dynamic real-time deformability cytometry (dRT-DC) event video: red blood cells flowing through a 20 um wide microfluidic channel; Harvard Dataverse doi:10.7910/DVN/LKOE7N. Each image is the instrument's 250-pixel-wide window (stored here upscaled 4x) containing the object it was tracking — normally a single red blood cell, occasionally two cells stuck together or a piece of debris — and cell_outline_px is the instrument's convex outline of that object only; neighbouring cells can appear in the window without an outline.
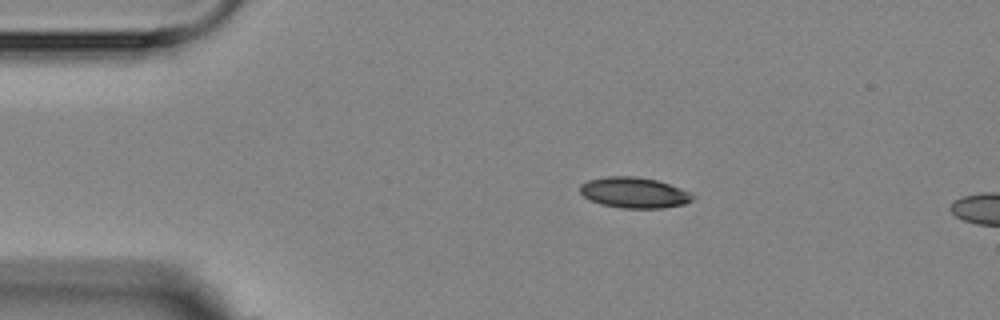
{"species": "Egyptian fruit bat (a non-hibernating species)", "species_latin": "Rousettus aegyptiacus", "temperature_condition": "room temperature", "stored_images_in_passage": 4, "segment_of_instrument_passage": [1, 2], "camera_frame_rate_fps": 3000, "um_per_image_px": 0.085, "animal": {"sex": "female"}, "frame": {"image": 1, "passage_image": 2, "time_ms": 1.333, "image_size_px": [1000, 320], "cell_outline_px": [[696, 196], [692, 200], [684, 204], [664, 208], [620, 208], [600, 204], [584, 196], [580, 192], [580, 184], [588, 180], [608, 176], [636, 176], [656, 180], [680, 188]], "centroid_in_image_um": [53.89, 16.38], "position_along_channel_um": 31.1, "area_um2": 20.11}}